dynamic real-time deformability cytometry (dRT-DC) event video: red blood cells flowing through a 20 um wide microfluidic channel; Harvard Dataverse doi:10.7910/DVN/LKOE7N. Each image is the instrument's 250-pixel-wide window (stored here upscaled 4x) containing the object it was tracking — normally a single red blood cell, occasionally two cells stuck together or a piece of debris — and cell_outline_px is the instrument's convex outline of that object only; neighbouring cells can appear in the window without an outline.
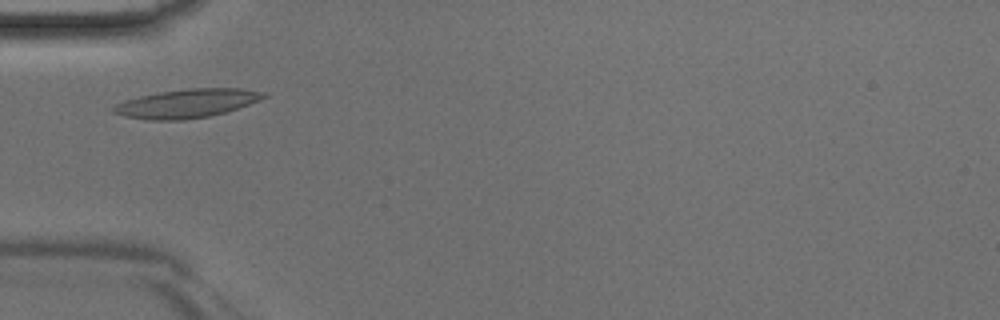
{"species": "Egyptian fruit bat (a non-hibernating species)", "species_latin": "Rousettus aegyptiacus", "temperature_condition": "room temperature", "stored_images_in_passage": 36, "camera_frame_rate_fps": 3000, "um_per_image_px": 0.085, "animal": {"sex": "male"}, "frame": {"image": 1, "passage_image": 5, "time_ms": 1.333, "image_size_px": [1000, 320], "cell_outline_px": [[268, 96], [248, 104], [224, 112], [208, 116], [184, 120], [152, 120], [124, 116], [112, 112], [112, 108], [116, 104], [124, 100], [140, 96], [160, 92], [188, 88], [240, 88], [264, 92]], "centroid_in_image_um": [15.85, 8.79], "position_along_channel_um": 69.1, "area_um2": 24.85}}
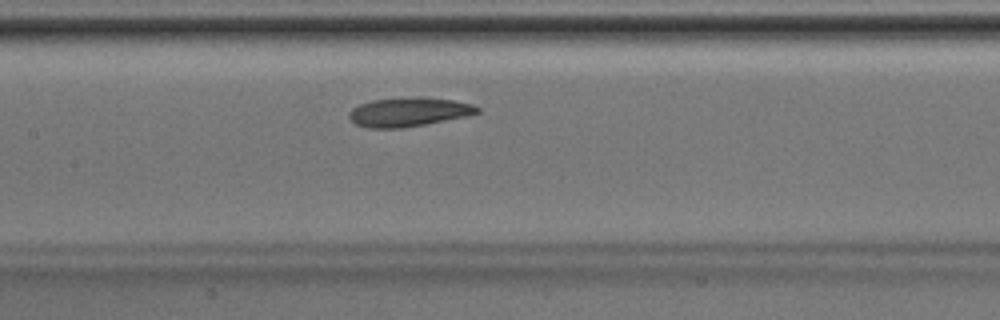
{"frame": {"image": 2, "passage_image": 12, "time_ms": 3.667, "image_size_px": [1000, 320], "cell_outline_px": [[480, 112], [468, 116], [424, 124], [400, 128], [368, 128], [356, 124], [348, 116], [348, 112], [352, 108], [360, 104], [372, 100], [416, 96], [456, 100], [472, 104], [480, 108]], "centroid_in_image_um": [34.75, 9.5], "position_along_channel_um": 172.6, "area_um2": 21.79}}
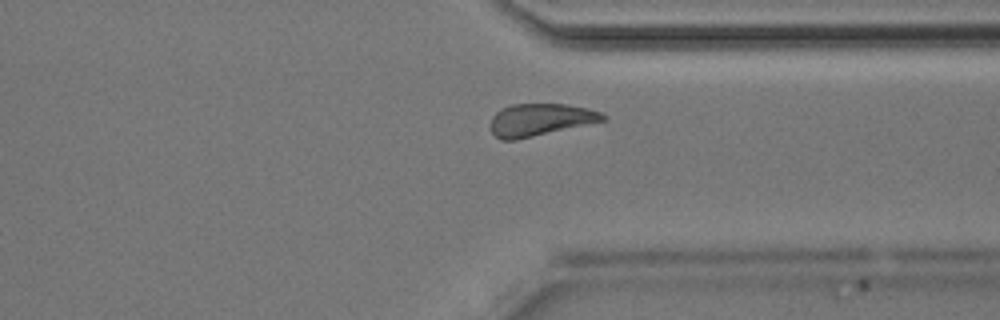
{"frame": {"image": 3, "passage_image": 25, "time_ms": 8.0, "image_size_px": [1000, 320], "cell_outline_px": [[608, 116], [604, 120], [516, 140], [500, 140], [492, 132], [492, 116], [500, 108], [512, 104], [568, 104], [588, 108], [600, 112]], "centroid_in_image_um": [45.9, 10.16], "position_along_channel_um": 365.5, "area_um2": 20.92}}